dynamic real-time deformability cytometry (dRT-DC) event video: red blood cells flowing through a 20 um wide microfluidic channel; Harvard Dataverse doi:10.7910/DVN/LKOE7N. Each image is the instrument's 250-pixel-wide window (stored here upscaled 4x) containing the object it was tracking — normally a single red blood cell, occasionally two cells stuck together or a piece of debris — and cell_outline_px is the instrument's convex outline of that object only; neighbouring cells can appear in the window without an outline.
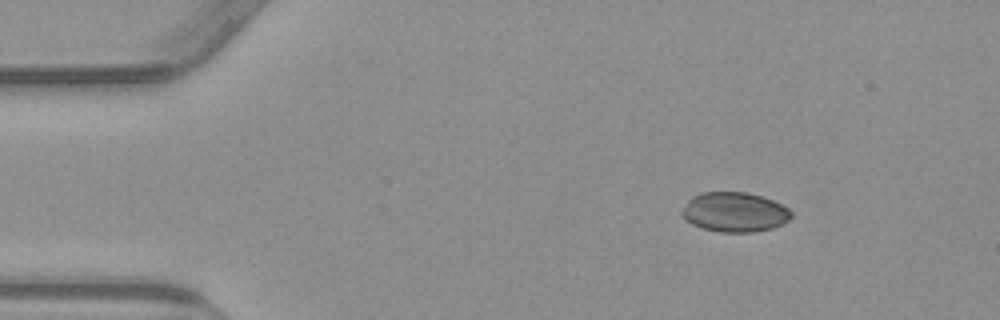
{"species": "common noctule bat (a hibernating species)", "species_latin": "Nyctalus noctula", "temperature_condition": "warm", "stored_images_in_passage": 12, "camera_frame_rate_fps": 3000, "um_per_image_px": 0.085, "animal": {"sex": "male", "body_mass_g": 23.1, "forearm_length_mm": 52.7}, "frame": {"image": 1, "passage_image": 1, "time_ms": 0.0, "image_size_px": [1000, 320], "cell_outline_px": [[792, 216], [788, 220], [772, 228], [752, 232], [720, 232], [704, 228], [692, 224], [684, 220], [680, 212], [688, 200], [692, 196], [700, 192], [748, 192], [772, 200], [788, 208], [792, 212]], "centroid_in_image_um": [62.4, 18.02], "position_along_channel_um": 22.6, "area_um2": 25.26}}
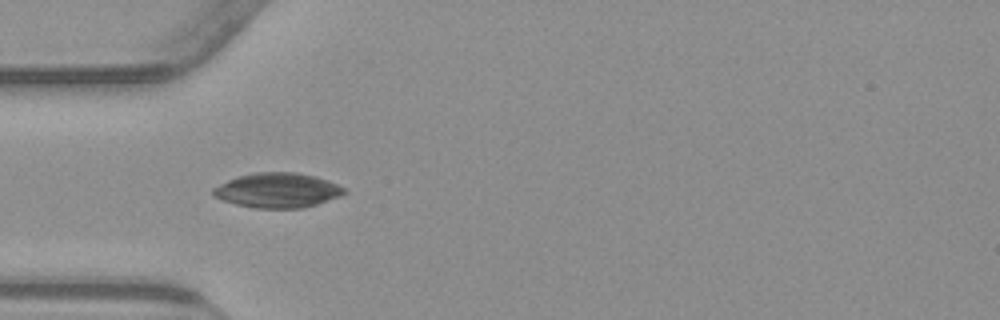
{"frame": {"image": 2, "passage_image": 10, "time_ms": 3.0, "image_size_px": [1000, 320], "cell_outline_px": [[348, 192], [340, 196], [304, 208], [256, 208], [236, 204], [212, 196], [212, 188], [236, 176], [256, 172], [296, 172], [316, 176], [328, 180], [348, 188]], "centroid_in_image_um": [23.62, 16.17], "position_along_channel_um": 61.4, "area_um2": 26.76}}